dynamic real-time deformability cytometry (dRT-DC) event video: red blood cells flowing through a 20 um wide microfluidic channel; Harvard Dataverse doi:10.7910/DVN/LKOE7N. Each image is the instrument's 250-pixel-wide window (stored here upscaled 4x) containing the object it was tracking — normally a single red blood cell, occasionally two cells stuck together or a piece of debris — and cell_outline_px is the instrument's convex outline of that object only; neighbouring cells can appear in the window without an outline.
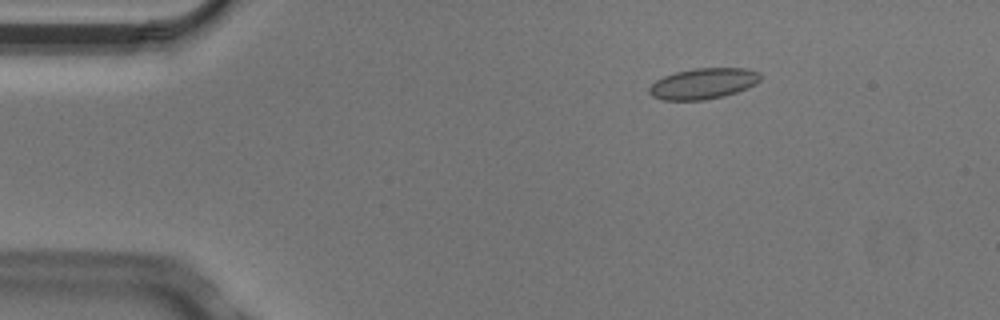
{"species": "Egyptian fruit bat (a non-hibernating species)", "species_latin": "Rousettus aegyptiacus", "temperature_condition": "cold", "stored_images_in_passage": 5, "camera_frame_rate_fps": 3000, "um_per_image_px": 0.085, "animal": {"sex": "male"}, "frame": {"image": 1, "passage_image": 3, "time_ms": 0.667, "image_size_px": [1000, 320], "cell_outline_px": [[760, 80], [756, 84], [748, 88], [724, 96], [704, 100], [664, 100], [652, 96], [648, 92], [648, 88], [656, 80], [664, 76], [676, 72], [696, 68], [748, 68], [760, 72]], "centroid_in_image_um": [59.79, 7.1], "position_along_channel_um": 25.2, "area_um2": 20.06}}